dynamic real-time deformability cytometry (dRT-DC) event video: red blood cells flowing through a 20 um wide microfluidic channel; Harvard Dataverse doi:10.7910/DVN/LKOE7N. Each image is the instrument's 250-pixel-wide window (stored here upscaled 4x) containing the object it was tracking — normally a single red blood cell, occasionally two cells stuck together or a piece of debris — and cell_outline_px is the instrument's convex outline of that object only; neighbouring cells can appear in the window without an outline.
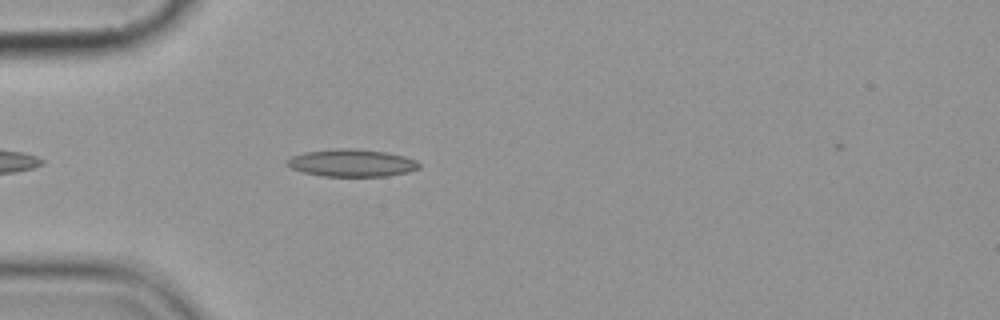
{"species": "common noctule bat (a hibernating species)", "species_latin": "Nyctalus noctula", "temperature_condition": "cold", "stored_images_in_passage": 2, "camera_frame_rate_fps": 3000, "um_per_image_px": 0.085, "animal": {"sex": "female", "body_mass_g": 19.9}, "frame": {"image": 1, "passage_image": 2, "time_ms": 1.0, "image_size_px": [1000, 320], "cell_outline_px": [[420, 168], [408, 172], [388, 176], [320, 176], [304, 172], [292, 168], [284, 164], [284, 160], [292, 156], [304, 152], [336, 148], [352, 148], [384, 152], [404, 156], [416, 160], [420, 164]], "centroid_in_image_um": [29.87, 13.85], "position_along_channel_um": 55.1, "area_um2": 21.21}}